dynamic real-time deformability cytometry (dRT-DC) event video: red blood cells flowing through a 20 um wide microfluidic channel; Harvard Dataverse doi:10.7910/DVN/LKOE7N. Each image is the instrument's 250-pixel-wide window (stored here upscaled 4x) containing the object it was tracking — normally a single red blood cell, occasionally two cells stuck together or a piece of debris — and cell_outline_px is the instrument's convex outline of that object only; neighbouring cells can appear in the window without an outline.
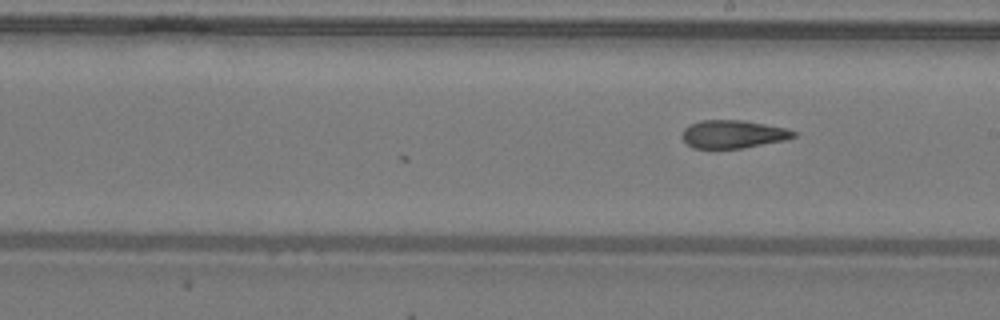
{"species": "common noctule bat (a hibernating species)", "species_latin": "Nyctalus noctula", "temperature_condition": "warm", "stored_images_in_passage": 18, "camera_frame_rate_fps": 3000, "um_per_image_px": 0.085, "animal": {"sex": "male", "body_mass_g": 19.2, "forearm_length_mm": 51.8}, "frame": {"image": 1, "passage_image": 18, "time_ms": 5.667, "image_size_px": [1000, 320], "cell_outline_px": [[796, 136], [784, 140], [740, 148], [692, 148], [680, 136], [684, 128], [688, 124], [700, 120], [744, 120], [784, 128], [796, 132]], "centroid_in_image_um": [62.24, 11.39], "position_along_channel_um": 226.8, "area_um2": 18.09}}